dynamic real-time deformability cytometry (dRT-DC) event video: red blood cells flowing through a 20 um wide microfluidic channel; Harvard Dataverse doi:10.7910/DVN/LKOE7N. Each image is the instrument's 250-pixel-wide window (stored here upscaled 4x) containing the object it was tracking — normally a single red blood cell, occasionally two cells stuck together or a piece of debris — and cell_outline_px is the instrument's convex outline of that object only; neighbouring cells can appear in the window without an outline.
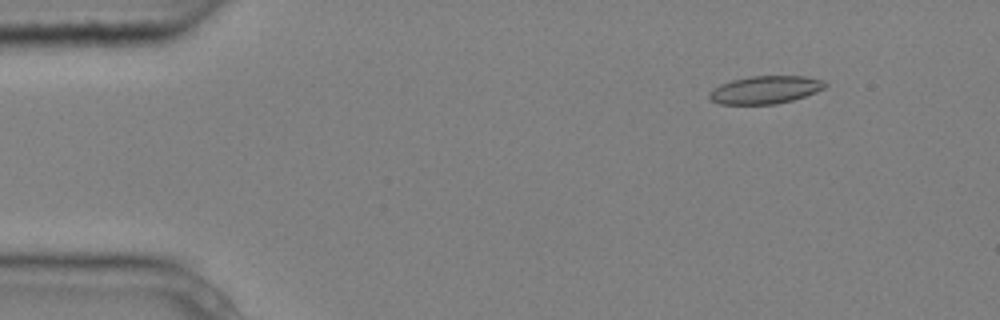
{"species": "common noctule bat (a hibernating species)", "species_latin": "Nyctalus noctula", "temperature_condition": "cold", "stored_images_in_passage": 8, "camera_frame_rate_fps": 3000, "um_per_image_px": 0.085, "animal": {"sex": "male", "body_mass_g": 20.4}, "frame": {"image": 1, "passage_image": 1, "time_ms": 0.0, "image_size_px": [1000, 320], "cell_outline_px": [[828, 84], [824, 88], [816, 92], [792, 100], [776, 104], [720, 104], [712, 100], [708, 96], [708, 92], [712, 88], [720, 84], [732, 80], [748, 76], [804, 76], [824, 80]], "centroid_in_image_um": [65.03, 7.62], "position_along_channel_um": 20.0, "area_um2": 18.84}}
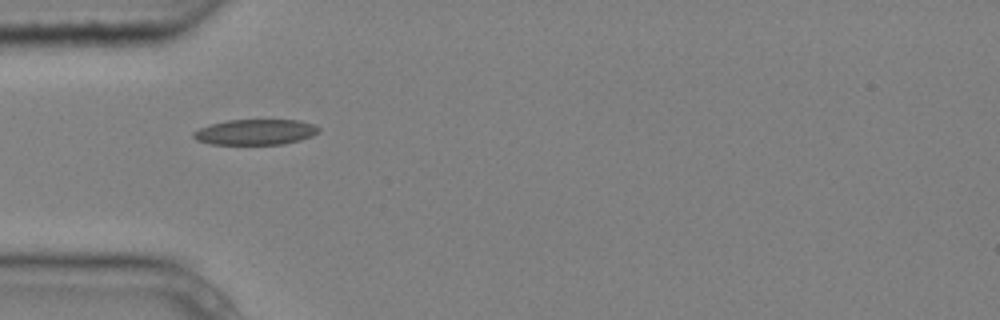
{"frame": {"image": 2, "passage_image": 4, "time_ms": 1.0, "image_size_px": [1000, 320], "cell_outline_px": [[320, 128], [312, 136], [300, 140], [284, 144], [212, 144], [196, 140], [192, 136], [192, 132], [200, 128], [212, 124], [228, 120], [300, 120], [312, 124]], "centroid_in_image_um": [21.7, 11.22], "position_along_channel_um": 63.3, "area_um2": 18.5}}
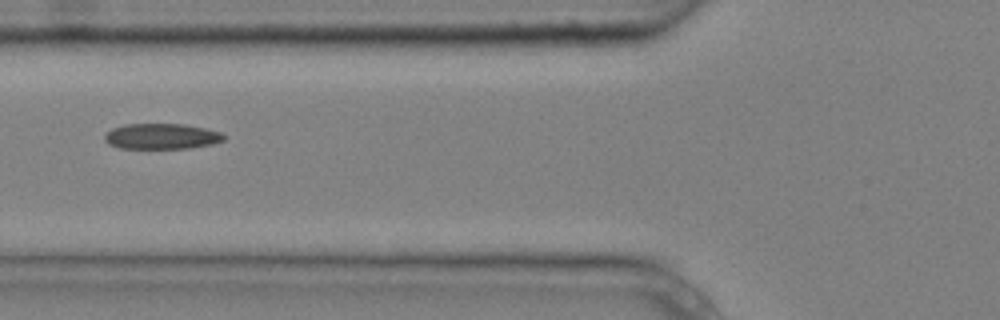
{"frame": {"image": 3, "passage_image": 5, "time_ms": 1.333, "image_size_px": [1000, 320], "cell_outline_px": [[224, 140], [212, 144], [188, 148], [120, 148], [108, 144], [104, 140], [104, 136], [112, 128], [124, 124], [184, 124], [204, 128], [220, 132], [224, 136]], "centroid_in_image_um": [13.7, 11.58], "position_along_channel_um": 112.1, "area_um2": 17.69}}